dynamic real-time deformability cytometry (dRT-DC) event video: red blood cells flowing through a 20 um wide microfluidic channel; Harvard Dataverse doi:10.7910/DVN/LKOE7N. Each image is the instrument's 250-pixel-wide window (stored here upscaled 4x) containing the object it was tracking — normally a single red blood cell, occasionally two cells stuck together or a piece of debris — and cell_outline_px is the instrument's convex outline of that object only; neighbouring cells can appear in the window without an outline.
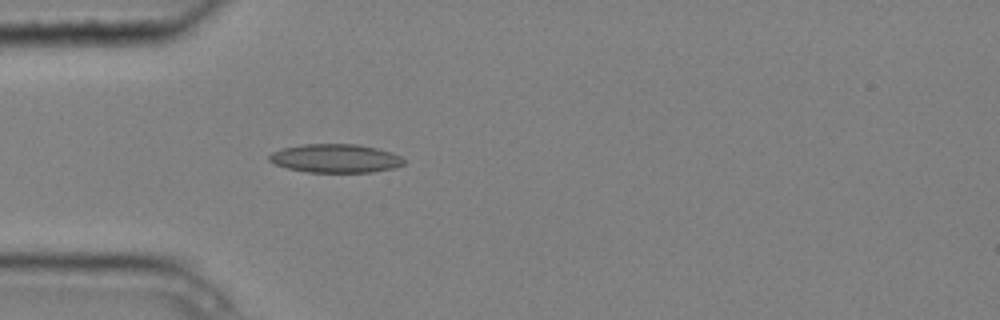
{"species": "common noctule bat (a hibernating species)", "species_latin": "Nyctalus noctula", "temperature_condition": "cold", "stored_images_in_passage": 5, "camera_frame_rate_fps": 3000, "um_per_image_px": 0.085, "animal": {"sex": "male", "body_mass_g": 20.4}, "frame": {"image": 1, "passage_image": 5, "time_ms": 1.333, "image_size_px": [1000, 320], "cell_outline_px": [[404, 164], [392, 168], [372, 172], [308, 172], [288, 168], [276, 164], [268, 160], [268, 156], [272, 152], [284, 148], [304, 144], [356, 144], [376, 148], [392, 152], [400, 156], [404, 160]], "centroid_in_image_um": [28.52, 13.46], "position_along_channel_um": 56.5, "area_um2": 22.25}}